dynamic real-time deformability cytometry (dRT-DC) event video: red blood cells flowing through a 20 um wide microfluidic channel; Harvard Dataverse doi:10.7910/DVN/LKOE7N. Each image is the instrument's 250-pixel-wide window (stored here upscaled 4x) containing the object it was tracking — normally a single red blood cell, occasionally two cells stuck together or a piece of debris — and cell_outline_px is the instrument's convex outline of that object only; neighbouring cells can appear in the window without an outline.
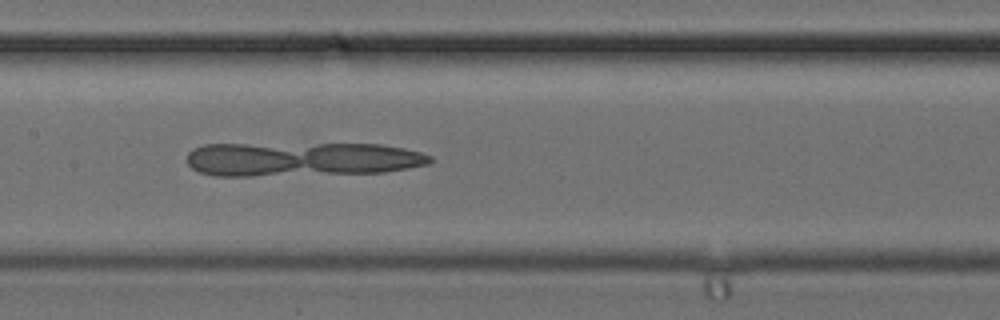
{"species": "common noctule bat (a hibernating species)", "species_latin": "Nyctalus noctula", "temperature_condition": "cold", "stored_images_in_passage": 14, "camera_frame_rate_fps": 3000, "um_per_image_px": 0.085, "animal": {"sex": "female", "body_mass_g": 24.6, "forearm_length_mm": 56.2}, "frame": {"image": 1, "passage_image": 14, "time_ms": 4.333, "image_size_px": [1000, 320], "cell_outline_px": [[432, 160], [428, 164], [408, 168], [384, 172], [252, 176], [212, 176], [200, 172], [192, 168], [188, 164], [188, 152], [192, 148], [204, 144], [380, 144], [404, 148], [420, 152], [432, 156]], "centroid_in_image_um": [25.61, 13.53], "position_along_channel_um": 181.8, "area_um2": 48.55}}